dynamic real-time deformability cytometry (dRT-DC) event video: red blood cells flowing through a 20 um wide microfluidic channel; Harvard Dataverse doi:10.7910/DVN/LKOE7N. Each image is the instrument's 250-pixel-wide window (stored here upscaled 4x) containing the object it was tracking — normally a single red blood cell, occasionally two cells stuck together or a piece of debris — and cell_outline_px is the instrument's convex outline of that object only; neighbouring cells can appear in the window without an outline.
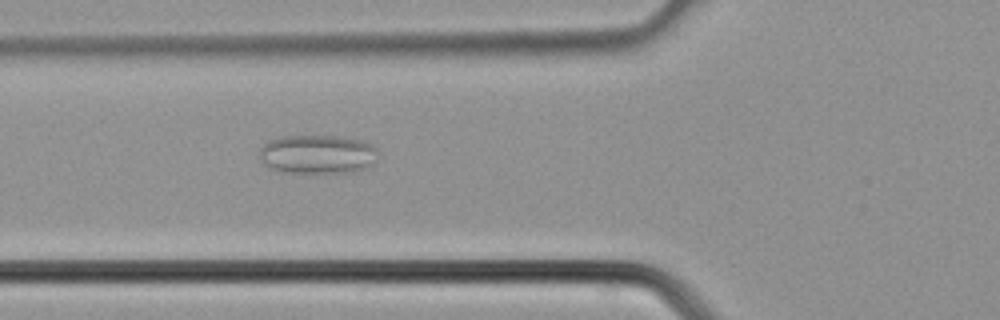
{"species": "common noctule bat (a hibernating species)", "species_latin": "Nyctalus noctula", "temperature_condition": "cold", "stored_images_in_passage": 38, "camera_frame_rate_fps": 3000, "um_per_image_px": 0.085, "animal": {"sex": "male", "body_mass_g": 21.5, "forearm_length_mm": 52.0}, "frame": {"image": 1, "passage_image": 14, "time_ms": 4.333, "image_size_px": [1000, 320], "cell_outline_px": [[376, 148], [372, 164], [364, 168], [352, 172], [280, 172], [264, 164], [260, 160], [260, 148], [268, 140], [280, 136], [336, 136], [364, 140], [372, 144]], "centroid_in_image_um": [26.94, 13.1], "position_along_channel_um": 98.9, "area_um2": 26.76}}
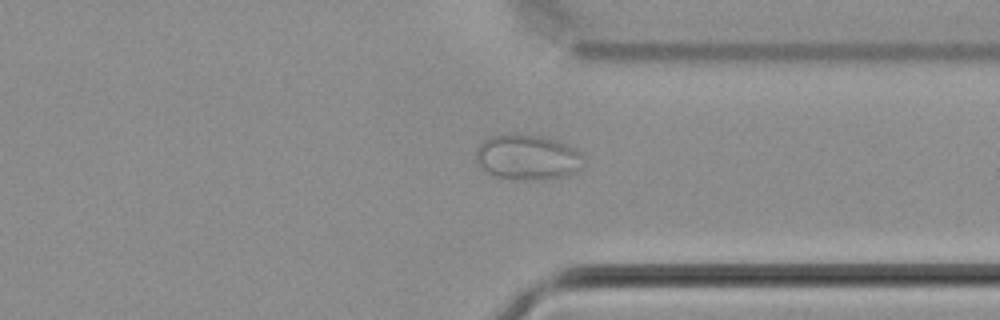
{"frame": {"image": 2, "passage_image": 29, "time_ms": 9.333, "image_size_px": [1000, 320], "cell_outline_px": [[584, 164], [576, 172], [564, 176], [540, 180], [516, 180], [496, 176], [488, 172], [476, 164], [476, 148], [488, 136], [508, 132], [516, 132], [544, 136], [556, 140], [580, 152]], "centroid_in_image_um": [44.79, 13.34], "position_along_channel_um": 366.6, "area_um2": 28.96}}
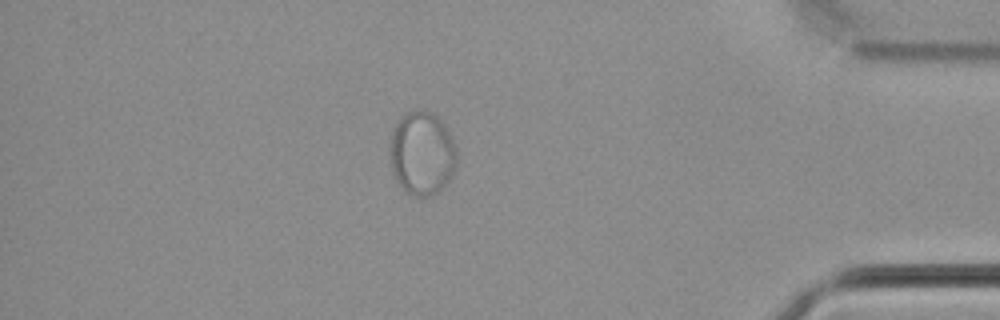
{"frame": {"image": 3, "passage_image": 33, "time_ms": 10.667, "image_size_px": [1000, 320], "cell_outline_px": [[456, 164], [452, 176], [440, 192], [432, 196], [412, 196], [404, 192], [396, 180], [392, 172], [388, 144], [396, 120], [404, 112], [412, 108], [420, 108], [432, 112], [444, 124], [456, 148]], "centroid_in_image_um": [35.83, 13.02], "position_along_channel_um": 399.4, "area_um2": 33.52}}